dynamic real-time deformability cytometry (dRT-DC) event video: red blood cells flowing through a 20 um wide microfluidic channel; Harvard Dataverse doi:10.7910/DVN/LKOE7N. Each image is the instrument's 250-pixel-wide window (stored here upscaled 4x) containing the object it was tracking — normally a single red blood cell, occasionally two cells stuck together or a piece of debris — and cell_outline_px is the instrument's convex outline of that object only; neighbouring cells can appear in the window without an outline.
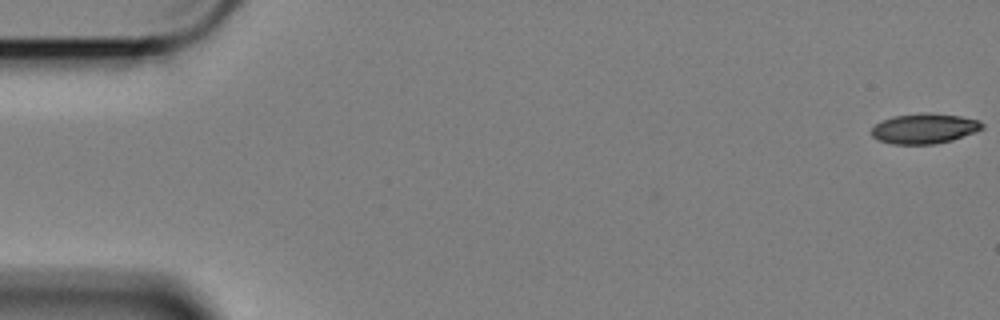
{"species": "Egyptian fruit bat (a non-hibernating species)", "species_latin": "Rousettus aegyptiacus", "temperature_condition": "cold", "stored_images_in_passage": 13, "camera_frame_rate_fps": 3000, "um_per_image_px": 0.085, "animal": {"sex": "female"}, "frame": {"image": 1, "passage_image": 1, "time_ms": 0.0, "image_size_px": [1000, 320], "cell_outline_px": [[984, 128], [952, 140], [936, 144], [892, 144], [876, 140], [872, 136], [872, 128], [876, 124], [892, 116], [928, 112], [960, 116], [980, 120], [984, 124]], "centroid_in_image_um": [78.57, 10.92], "position_along_channel_um": 6.4, "area_um2": 19.48}}